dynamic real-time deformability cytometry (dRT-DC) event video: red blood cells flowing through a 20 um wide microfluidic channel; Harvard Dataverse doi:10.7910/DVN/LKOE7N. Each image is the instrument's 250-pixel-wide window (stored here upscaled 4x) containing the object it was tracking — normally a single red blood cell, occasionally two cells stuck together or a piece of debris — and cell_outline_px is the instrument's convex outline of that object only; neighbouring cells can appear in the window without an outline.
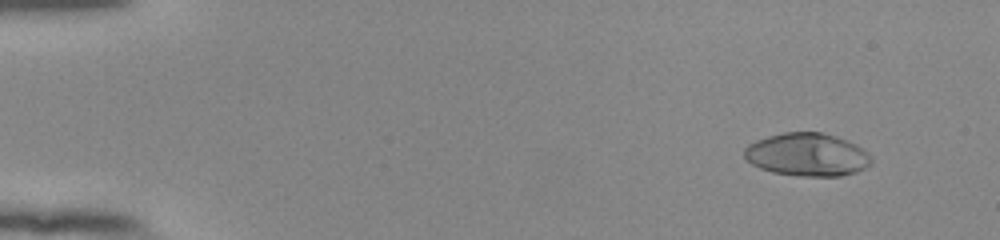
{"species": "human", "species_latin": "Homo sapiens", "temperature_condition": "room temperature", "stored_images_in_passage": 55, "camera_frame_rate_fps": 3000, "um_per_image_px": 0.085, "donor": {"sex": "female"}, "frame": {"image": 1, "passage_image": 6, "time_ms": 1.667, "image_size_px": [1000, 240], "cell_outline_px": [[872, 164], [856, 172], [840, 176], [800, 176], [772, 172], [760, 168], [752, 164], [744, 156], [744, 148], [748, 144], [756, 140], [768, 136], [784, 132], [820, 132], [836, 136], [848, 140], [856, 144], [868, 152], [872, 160]], "centroid_in_image_um": [68.62, 13.14], "position_along_channel_um": 16.4, "area_um2": 31.96}}
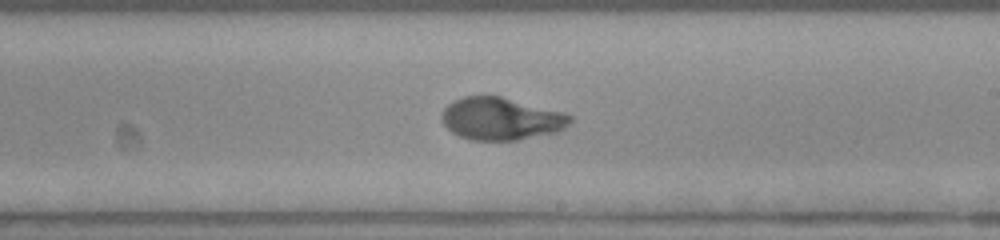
{"frame": {"image": 2, "passage_image": 34, "time_ms": 11.0, "image_size_px": [1000, 240], "cell_outline_px": [[572, 120], [564, 128], [556, 132], [516, 140], [468, 140], [452, 132], [444, 124], [440, 116], [444, 108], [452, 100], [464, 96], [500, 96], [564, 112], [572, 116]], "centroid_in_image_um": [42.57, 10.09], "position_along_channel_um": 246.4, "area_um2": 31.73}}
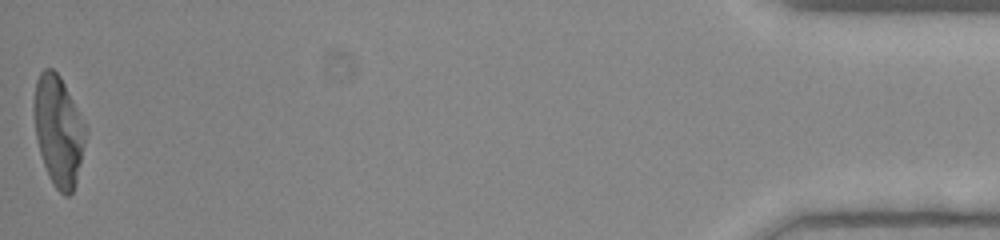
{"frame": {"image": 3, "passage_image": 55, "time_ms": 18.0, "image_size_px": [1000, 240], "cell_outline_px": [[88, 128], [76, 184], [72, 192], [68, 196], [64, 196], [52, 184], [48, 176], [36, 140], [32, 108], [36, 80], [40, 72], [44, 68], [52, 68], [60, 76]], "centroid_in_image_um": [4.96, 11.1], "position_along_channel_um": 430.2, "area_um2": 33.52}, "authors_computed_cell_mechanics": {"area_um2": 31.9056, "velocity_mm_per_s": 3.8881, "shape_relaxation_time_tau1_ms": 3.6966, "shape_relaxation_time_tau2_ms": null, "deformation_change_tau1": 0.2643, "deformation_change_tau2": null}}